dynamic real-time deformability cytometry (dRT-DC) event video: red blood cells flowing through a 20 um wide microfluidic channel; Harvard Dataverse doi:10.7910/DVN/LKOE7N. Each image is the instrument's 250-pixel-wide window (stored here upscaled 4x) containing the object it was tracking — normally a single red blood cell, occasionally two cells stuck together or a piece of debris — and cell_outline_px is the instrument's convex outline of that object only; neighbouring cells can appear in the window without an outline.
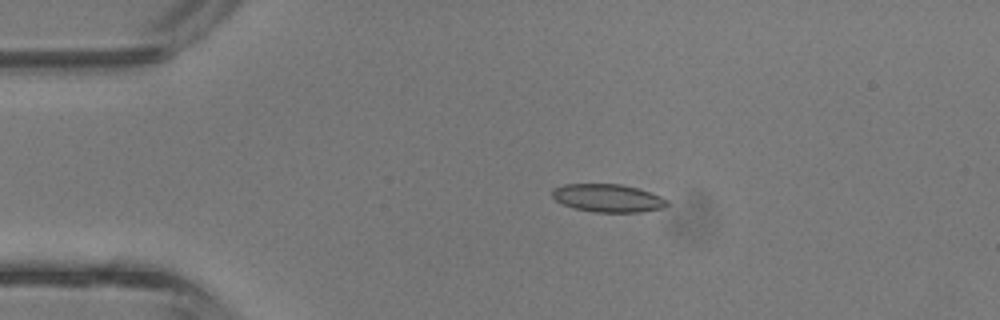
{"species": "common noctule bat (a hibernating species)", "species_latin": "Nyctalus noctula", "temperature_condition": "room temperature", "stored_images_in_passage": 35, "camera_frame_rate_fps": 3000, "um_per_image_px": 0.085, "animal": {"sex": "male", "body_mass_g": 13.3}, "frame": {"image": 1, "passage_image": 1, "time_ms": 0.0, "image_size_px": [1000, 320], "cell_outline_px": [[668, 204], [664, 208], [640, 212], [596, 212], [576, 208], [564, 204], [556, 200], [552, 196], [552, 188], [564, 184], [620, 184], [636, 188], [660, 196], [668, 200]], "centroid_in_image_um": [51.67, 16.83], "position_along_channel_um": 33.3, "area_um2": 18.55}}
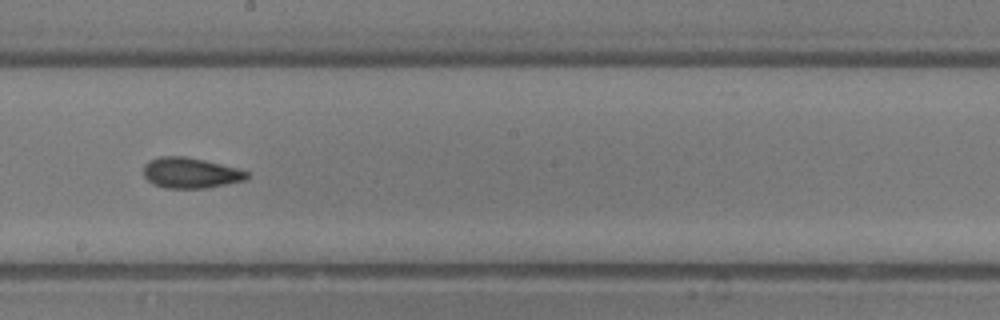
{"frame": {"image": 2, "passage_image": 16, "time_ms": 5.0, "image_size_px": [1000, 320], "cell_outline_px": [[248, 176], [244, 180], [204, 188], [164, 188], [152, 184], [144, 176], [144, 164], [148, 160], [160, 156], [184, 156], [204, 160], [236, 168], [248, 172]], "centroid_in_image_um": [16.13, 14.69], "position_along_channel_um": 232.1, "area_um2": 18.26}}
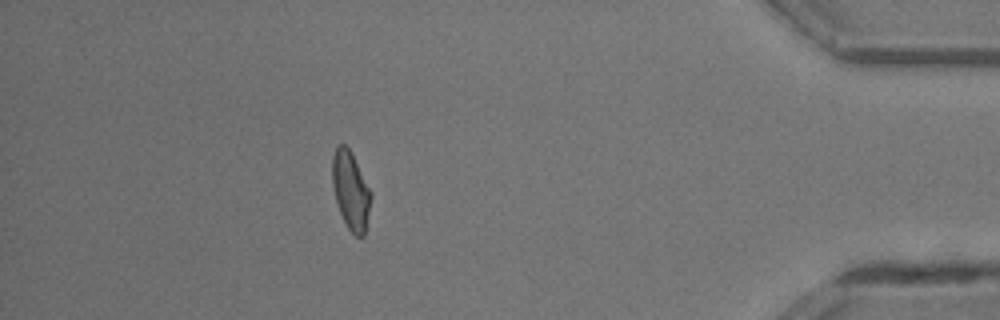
{"frame": {"image": 3, "passage_image": 30, "time_ms": 9.667, "image_size_px": [1000, 320], "cell_outline_px": [[372, 196], [364, 236], [356, 236], [348, 228], [340, 212], [336, 200], [332, 184], [332, 156], [336, 148], [340, 144], [344, 144], [348, 148], [372, 192]], "centroid_in_image_um": [29.81, 16.2], "position_along_channel_um": 405.4, "area_um2": 17.28}, "authors_computed_cell_mechanics": {"area_um2": 18.0914, "velocity_mm_per_s": 4.8233, "shape_relaxation_time_tau1_ms": 2.2564, "shape_relaxation_time_tau2_ms": 2.051, "deformation_change_tau1": 0.1144, "deformation_change_tau2": 0.0856}}